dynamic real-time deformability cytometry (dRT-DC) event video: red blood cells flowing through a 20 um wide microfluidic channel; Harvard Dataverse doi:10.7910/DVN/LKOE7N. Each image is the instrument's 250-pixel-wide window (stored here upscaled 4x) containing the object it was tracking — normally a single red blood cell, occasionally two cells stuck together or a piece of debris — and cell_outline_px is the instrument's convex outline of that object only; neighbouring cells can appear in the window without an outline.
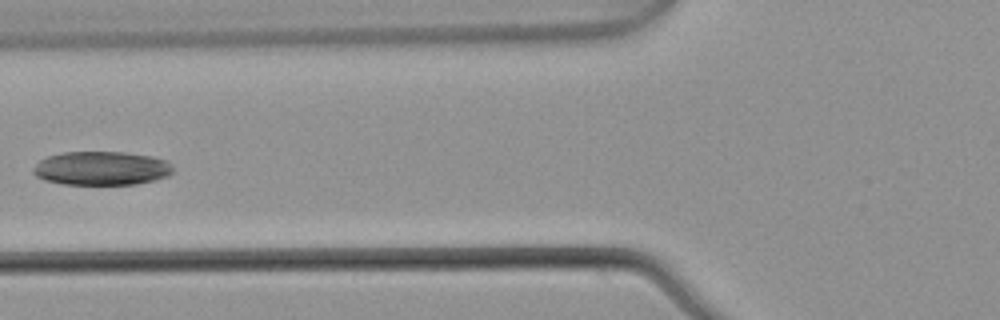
{"species": "common noctule bat (a hibernating species)", "species_latin": "Nyctalus noctula", "temperature_condition": "warm", "stored_images_in_passage": 3, "camera_frame_rate_fps": 3000, "um_per_image_px": 0.085, "animal": {"sex": "male", "body_mass_g": 21.5, "forearm_length_mm": 52.0}, "frame": {"image": 1, "passage_image": 3, "time_ms": 0.667, "image_size_px": [1000, 320], "cell_outline_px": [[172, 172], [168, 176], [156, 180], [136, 184], [64, 184], [44, 180], [36, 176], [32, 172], [32, 168], [40, 160], [48, 156], [64, 152], [124, 152], [152, 156], [164, 160], [172, 168]], "centroid_in_image_um": [8.6, 14.31], "position_along_channel_um": 117.2, "area_um2": 27.46}}